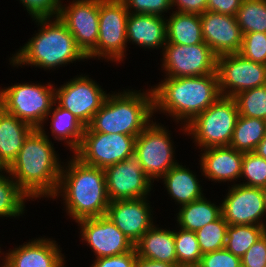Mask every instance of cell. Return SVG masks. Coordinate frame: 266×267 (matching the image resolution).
<instances>
[{
    "label": "cell",
    "instance_id": "3957f363",
    "mask_svg": "<svg viewBox=\"0 0 266 267\" xmlns=\"http://www.w3.org/2000/svg\"><path fill=\"white\" fill-rule=\"evenodd\" d=\"M152 91L154 113H168L175 122L183 120L184 126L221 97L217 73L166 77Z\"/></svg>",
    "mask_w": 266,
    "mask_h": 267
},
{
    "label": "cell",
    "instance_id": "f6af8a7d",
    "mask_svg": "<svg viewBox=\"0 0 266 267\" xmlns=\"http://www.w3.org/2000/svg\"><path fill=\"white\" fill-rule=\"evenodd\" d=\"M133 267H178V265L168 264L154 260H148L137 256V259Z\"/></svg>",
    "mask_w": 266,
    "mask_h": 267
},
{
    "label": "cell",
    "instance_id": "c3c4849f",
    "mask_svg": "<svg viewBox=\"0 0 266 267\" xmlns=\"http://www.w3.org/2000/svg\"><path fill=\"white\" fill-rule=\"evenodd\" d=\"M2 171L4 172V171H6V169L4 168V166L0 163V174H2Z\"/></svg>",
    "mask_w": 266,
    "mask_h": 267
},
{
    "label": "cell",
    "instance_id": "d6a6232c",
    "mask_svg": "<svg viewBox=\"0 0 266 267\" xmlns=\"http://www.w3.org/2000/svg\"><path fill=\"white\" fill-rule=\"evenodd\" d=\"M228 224L221 215L195 232L200 250L203 254L224 249Z\"/></svg>",
    "mask_w": 266,
    "mask_h": 267
},
{
    "label": "cell",
    "instance_id": "d6986e66",
    "mask_svg": "<svg viewBox=\"0 0 266 267\" xmlns=\"http://www.w3.org/2000/svg\"><path fill=\"white\" fill-rule=\"evenodd\" d=\"M200 19L203 40L217 56L239 53L243 34L236 16L206 11Z\"/></svg>",
    "mask_w": 266,
    "mask_h": 267
},
{
    "label": "cell",
    "instance_id": "e575fe53",
    "mask_svg": "<svg viewBox=\"0 0 266 267\" xmlns=\"http://www.w3.org/2000/svg\"><path fill=\"white\" fill-rule=\"evenodd\" d=\"M174 239L178 266L200 263L202 252L195 232L180 228L179 231L174 230Z\"/></svg>",
    "mask_w": 266,
    "mask_h": 267
},
{
    "label": "cell",
    "instance_id": "cb8c5ba5",
    "mask_svg": "<svg viewBox=\"0 0 266 267\" xmlns=\"http://www.w3.org/2000/svg\"><path fill=\"white\" fill-rule=\"evenodd\" d=\"M134 248L138 257L177 265L174 230L153 225L134 244Z\"/></svg>",
    "mask_w": 266,
    "mask_h": 267
},
{
    "label": "cell",
    "instance_id": "d590c367",
    "mask_svg": "<svg viewBox=\"0 0 266 267\" xmlns=\"http://www.w3.org/2000/svg\"><path fill=\"white\" fill-rule=\"evenodd\" d=\"M246 178L242 185L263 188L266 186V159L255 152L243 154L241 177Z\"/></svg>",
    "mask_w": 266,
    "mask_h": 267
},
{
    "label": "cell",
    "instance_id": "4dcf8cb0",
    "mask_svg": "<svg viewBox=\"0 0 266 267\" xmlns=\"http://www.w3.org/2000/svg\"><path fill=\"white\" fill-rule=\"evenodd\" d=\"M9 176L0 174V217H17L24 213L25 202L30 199Z\"/></svg>",
    "mask_w": 266,
    "mask_h": 267
},
{
    "label": "cell",
    "instance_id": "ac0fdd59",
    "mask_svg": "<svg viewBox=\"0 0 266 267\" xmlns=\"http://www.w3.org/2000/svg\"><path fill=\"white\" fill-rule=\"evenodd\" d=\"M147 198L115 200L107 208L106 216L133 244L154 225Z\"/></svg>",
    "mask_w": 266,
    "mask_h": 267
},
{
    "label": "cell",
    "instance_id": "d4e9b609",
    "mask_svg": "<svg viewBox=\"0 0 266 267\" xmlns=\"http://www.w3.org/2000/svg\"><path fill=\"white\" fill-rule=\"evenodd\" d=\"M168 194L181 206L204 196L198 178L186 166L177 163L161 177Z\"/></svg>",
    "mask_w": 266,
    "mask_h": 267
},
{
    "label": "cell",
    "instance_id": "f546056e",
    "mask_svg": "<svg viewBox=\"0 0 266 267\" xmlns=\"http://www.w3.org/2000/svg\"><path fill=\"white\" fill-rule=\"evenodd\" d=\"M266 233V226L228 225L225 249L240 258Z\"/></svg>",
    "mask_w": 266,
    "mask_h": 267
},
{
    "label": "cell",
    "instance_id": "f1b7e54d",
    "mask_svg": "<svg viewBox=\"0 0 266 267\" xmlns=\"http://www.w3.org/2000/svg\"><path fill=\"white\" fill-rule=\"evenodd\" d=\"M265 136V120L239 115L229 146L243 153L254 152Z\"/></svg>",
    "mask_w": 266,
    "mask_h": 267
},
{
    "label": "cell",
    "instance_id": "e0dca14e",
    "mask_svg": "<svg viewBox=\"0 0 266 267\" xmlns=\"http://www.w3.org/2000/svg\"><path fill=\"white\" fill-rule=\"evenodd\" d=\"M81 226L82 241H86L96 258L120 255L134 249V244L106 216L83 219Z\"/></svg>",
    "mask_w": 266,
    "mask_h": 267
},
{
    "label": "cell",
    "instance_id": "7c38bea8",
    "mask_svg": "<svg viewBox=\"0 0 266 267\" xmlns=\"http://www.w3.org/2000/svg\"><path fill=\"white\" fill-rule=\"evenodd\" d=\"M162 54V67L167 77H196L216 73L218 56L205 42L191 46L166 44Z\"/></svg>",
    "mask_w": 266,
    "mask_h": 267
},
{
    "label": "cell",
    "instance_id": "ba28073f",
    "mask_svg": "<svg viewBox=\"0 0 266 267\" xmlns=\"http://www.w3.org/2000/svg\"><path fill=\"white\" fill-rule=\"evenodd\" d=\"M129 12L122 0H99V36L97 46L87 58L123 61L126 55L127 19Z\"/></svg>",
    "mask_w": 266,
    "mask_h": 267
},
{
    "label": "cell",
    "instance_id": "52a82bcc",
    "mask_svg": "<svg viewBox=\"0 0 266 267\" xmlns=\"http://www.w3.org/2000/svg\"><path fill=\"white\" fill-rule=\"evenodd\" d=\"M51 83L16 84L0 90V107L18 119L39 129L55 103V87Z\"/></svg>",
    "mask_w": 266,
    "mask_h": 267
},
{
    "label": "cell",
    "instance_id": "7dc6e473",
    "mask_svg": "<svg viewBox=\"0 0 266 267\" xmlns=\"http://www.w3.org/2000/svg\"><path fill=\"white\" fill-rule=\"evenodd\" d=\"M178 267H201L199 264L179 265Z\"/></svg>",
    "mask_w": 266,
    "mask_h": 267
},
{
    "label": "cell",
    "instance_id": "ee69618b",
    "mask_svg": "<svg viewBox=\"0 0 266 267\" xmlns=\"http://www.w3.org/2000/svg\"><path fill=\"white\" fill-rule=\"evenodd\" d=\"M177 12L203 14L207 11V0H171Z\"/></svg>",
    "mask_w": 266,
    "mask_h": 267
},
{
    "label": "cell",
    "instance_id": "ab89813d",
    "mask_svg": "<svg viewBox=\"0 0 266 267\" xmlns=\"http://www.w3.org/2000/svg\"><path fill=\"white\" fill-rule=\"evenodd\" d=\"M201 267H241V258L224 249L203 254Z\"/></svg>",
    "mask_w": 266,
    "mask_h": 267
},
{
    "label": "cell",
    "instance_id": "bcb514c9",
    "mask_svg": "<svg viewBox=\"0 0 266 267\" xmlns=\"http://www.w3.org/2000/svg\"><path fill=\"white\" fill-rule=\"evenodd\" d=\"M254 152L266 159V136L260 141V143L256 146Z\"/></svg>",
    "mask_w": 266,
    "mask_h": 267
},
{
    "label": "cell",
    "instance_id": "f907efd6",
    "mask_svg": "<svg viewBox=\"0 0 266 267\" xmlns=\"http://www.w3.org/2000/svg\"><path fill=\"white\" fill-rule=\"evenodd\" d=\"M3 264L1 265V267H11L5 260H4Z\"/></svg>",
    "mask_w": 266,
    "mask_h": 267
},
{
    "label": "cell",
    "instance_id": "9c48e42d",
    "mask_svg": "<svg viewBox=\"0 0 266 267\" xmlns=\"http://www.w3.org/2000/svg\"><path fill=\"white\" fill-rule=\"evenodd\" d=\"M166 129L152 120L135 138L134 154L141 161L145 174L153 182L178 163L174 160L175 150L169 137L171 134Z\"/></svg>",
    "mask_w": 266,
    "mask_h": 267
},
{
    "label": "cell",
    "instance_id": "603a6c76",
    "mask_svg": "<svg viewBox=\"0 0 266 267\" xmlns=\"http://www.w3.org/2000/svg\"><path fill=\"white\" fill-rule=\"evenodd\" d=\"M33 130L31 125L0 107V163L6 170L16 160L24 140Z\"/></svg>",
    "mask_w": 266,
    "mask_h": 267
},
{
    "label": "cell",
    "instance_id": "484cf974",
    "mask_svg": "<svg viewBox=\"0 0 266 267\" xmlns=\"http://www.w3.org/2000/svg\"><path fill=\"white\" fill-rule=\"evenodd\" d=\"M174 12L166 19V44L191 46L204 43L200 15Z\"/></svg>",
    "mask_w": 266,
    "mask_h": 267
},
{
    "label": "cell",
    "instance_id": "9a60e30c",
    "mask_svg": "<svg viewBox=\"0 0 266 267\" xmlns=\"http://www.w3.org/2000/svg\"><path fill=\"white\" fill-rule=\"evenodd\" d=\"M60 6L58 17L73 35L77 46L87 56L99 36V0H73Z\"/></svg>",
    "mask_w": 266,
    "mask_h": 267
},
{
    "label": "cell",
    "instance_id": "1f68e13d",
    "mask_svg": "<svg viewBox=\"0 0 266 267\" xmlns=\"http://www.w3.org/2000/svg\"><path fill=\"white\" fill-rule=\"evenodd\" d=\"M236 19L242 34L266 33V0H242Z\"/></svg>",
    "mask_w": 266,
    "mask_h": 267
},
{
    "label": "cell",
    "instance_id": "f35d334b",
    "mask_svg": "<svg viewBox=\"0 0 266 267\" xmlns=\"http://www.w3.org/2000/svg\"><path fill=\"white\" fill-rule=\"evenodd\" d=\"M31 18H53L58 16L61 0H20Z\"/></svg>",
    "mask_w": 266,
    "mask_h": 267
},
{
    "label": "cell",
    "instance_id": "2e32d148",
    "mask_svg": "<svg viewBox=\"0 0 266 267\" xmlns=\"http://www.w3.org/2000/svg\"><path fill=\"white\" fill-rule=\"evenodd\" d=\"M222 202V216L228 225L266 226V202L262 188L233 184Z\"/></svg>",
    "mask_w": 266,
    "mask_h": 267
},
{
    "label": "cell",
    "instance_id": "74e56055",
    "mask_svg": "<svg viewBox=\"0 0 266 267\" xmlns=\"http://www.w3.org/2000/svg\"><path fill=\"white\" fill-rule=\"evenodd\" d=\"M129 13L164 16V12L172 9L171 0H122Z\"/></svg>",
    "mask_w": 266,
    "mask_h": 267
},
{
    "label": "cell",
    "instance_id": "b9f144b4",
    "mask_svg": "<svg viewBox=\"0 0 266 267\" xmlns=\"http://www.w3.org/2000/svg\"><path fill=\"white\" fill-rule=\"evenodd\" d=\"M136 259L137 253L134 248L120 255L96 258L91 267H133Z\"/></svg>",
    "mask_w": 266,
    "mask_h": 267
},
{
    "label": "cell",
    "instance_id": "7a4b0ae2",
    "mask_svg": "<svg viewBox=\"0 0 266 267\" xmlns=\"http://www.w3.org/2000/svg\"><path fill=\"white\" fill-rule=\"evenodd\" d=\"M64 167L53 198H64L65 210L75 222L106 215L110 200L104 169L87 165L75 155Z\"/></svg>",
    "mask_w": 266,
    "mask_h": 267
},
{
    "label": "cell",
    "instance_id": "7402d4cb",
    "mask_svg": "<svg viewBox=\"0 0 266 267\" xmlns=\"http://www.w3.org/2000/svg\"><path fill=\"white\" fill-rule=\"evenodd\" d=\"M144 49H163L167 42L166 19L149 14H128L127 42Z\"/></svg>",
    "mask_w": 266,
    "mask_h": 267
},
{
    "label": "cell",
    "instance_id": "836d02e7",
    "mask_svg": "<svg viewBox=\"0 0 266 267\" xmlns=\"http://www.w3.org/2000/svg\"><path fill=\"white\" fill-rule=\"evenodd\" d=\"M234 99L240 116L266 120V85L240 92Z\"/></svg>",
    "mask_w": 266,
    "mask_h": 267
},
{
    "label": "cell",
    "instance_id": "8992f818",
    "mask_svg": "<svg viewBox=\"0 0 266 267\" xmlns=\"http://www.w3.org/2000/svg\"><path fill=\"white\" fill-rule=\"evenodd\" d=\"M239 117L236 100L221 96L215 103L194 117L182 129L193 137L201 151L229 146Z\"/></svg>",
    "mask_w": 266,
    "mask_h": 267
},
{
    "label": "cell",
    "instance_id": "8d00e7d4",
    "mask_svg": "<svg viewBox=\"0 0 266 267\" xmlns=\"http://www.w3.org/2000/svg\"><path fill=\"white\" fill-rule=\"evenodd\" d=\"M239 54L250 61L266 65V33L251 32L243 34Z\"/></svg>",
    "mask_w": 266,
    "mask_h": 267
},
{
    "label": "cell",
    "instance_id": "6da1fadb",
    "mask_svg": "<svg viewBox=\"0 0 266 267\" xmlns=\"http://www.w3.org/2000/svg\"><path fill=\"white\" fill-rule=\"evenodd\" d=\"M48 137L44 125L34 129L24 140L16 160L7 169L30 199L53 198L58 188L62 165Z\"/></svg>",
    "mask_w": 266,
    "mask_h": 267
},
{
    "label": "cell",
    "instance_id": "277c9868",
    "mask_svg": "<svg viewBox=\"0 0 266 267\" xmlns=\"http://www.w3.org/2000/svg\"><path fill=\"white\" fill-rule=\"evenodd\" d=\"M51 19L49 17L33 19L42 27L10 58V64L12 63L14 67L28 64L48 70L76 60L88 59L60 18L56 16Z\"/></svg>",
    "mask_w": 266,
    "mask_h": 267
},
{
    "label": "cell",
    "instance_id": "4fadbf2b",
    "mask_svg": "<svg viewBox=\"0 0 266 267\" xmlns=\"http://www.w3.org/2000/svg\"><path fill=\"white\" fill-rule=\"evenodd\" d=\"M107 96L101 86L87 75H80L59 88L55 87V104L70 111L86 127L102 107Z\"/></svg>",
    "mask_w": 266,
    "mask_h": 267
},
{
    "label": "cell",
    "instance_id": "30bf717a",
    "mask_svg": "<svg viewBox=\"0 0 266 267\" xmlns=\"http://www.w3.org/2000/svg\"><path fill=\"white\" fill-rule=\"evenodd\" d=\"M135 138L120 133L84 132L73 155L87 165L105 169L134 155Z\"/></svg>",
    "mask_w": 266,
    "mask_h": 267
},
{
    "label": "cell",
    "instance_id": "681fc988",
    "mask_svg": "<svg viewBox=\"0 0 266 267\" xmlns=\"http://www.w3.org/2000/svg\"><path fill=\"white\" fill-rule=\"evenodd\" d=\"M262 190H263V194H264V198H265V202H266V186H264V187L262 188Z\"/></svg>",
    "mask_w": 266,
    "mask_h": 267
},
{
    "label": "cell",
    "instance_id": "44dd1931",
    "mask_svg": "<svg viewBox=\"0 0 266 267\" xmlns=\"http://www.w3.org/2000/svg\"><path fill=\"white\" fill-rule=\"evenodd\" d=\"M200 169L202 174L212 181H237L241 177L243 152L230 146L203 149Z\"/></svg>",
    "mask_w": 266,
    "mask_h": 267
},
{
    "label": "cell",
    "instance_id": "8fae6325",
    "mask_svg": "<svg viewBox=\"0 0 266 267\" xmlns=\"http://www.w3.org/2000/svg\"><path fill=\"white\" fill-rule=\"evenodd\" d=\"M216 73L223 97L234 98L240 92L266 85V65L239 53L218 56Z\"/></svg>",
    "mask_w": 266,
    "mask_h": 267
},
{
    "label": "cell",
    "instance_id": "5b68a950",
    "mask_svg": "<svg viewBox=\"0 0 266 267\" xmlns=\"http://www.w3.org/2000/svg\"><path fill=\"white\" fill-rule=\"evenodd\" d=\"M152 88L143 93L141 90L108 93L84 132L120 133L137 137L154 116Z\"/></svg>",
    "mask_w": 266,
    "mask_h": 267
},
{
    "label": "cell",
    "instance_id": "7bdbcfd3",
    "mask_svg": "<svg viewBox=\"0 0 266 267\" xmlns=\"http://www.w3.org/2000/svg\"><path fill=\"white\" fill-rule=\"evenodd\" d=\"M242 0H207V11L236 16Z\"/></svg>",
    "mask_w": 266,
    "mask_h": 267
},
{
    "label": "cell",
    "instance_id": "60d3db41",
    "mask_svg": "<svg viewBox=\"0 0 266 267\" xmlns=\"http://www.w3.org/2000/svg\"><path fill=\"white\" fill-rule=\"evenodd\" d=\"M241 267H266V233L243 255Z\"/></svg>",
    "mask_w": 266,
    "mask_h": 267
},
{
    "label": "cell",
    "instance_id": "4316f807",
    "mask_svg": "<svg viewBox=\"0 0 266 267\" xmlns=\"http://www.w3.org/2000/svg\"><path fill=\"white\" fill-rule=\"evenodd\" d=\"M54 105L55 103L46 117L47 120L48 117L52 116L50 118L52 136L58 141L65 140L67 146H69L74 153L81 144L86 126L67 109L62 108L59 105L54 107Z\"/></svg>",
    "mask_w": 266,
    "mask_h": 267
},
{
    "label": "cell",
    "instance_id": "5bb4252c",
    "mask_svg": "<svg viewBox=\"0 0 266 267\" xmlns=\"http://www.w3.org/2000/svg\"><path fill=\"white\" fill-rule=\"evenodd\" d=\"M107 195L111 201L138 199L150 194L152 180L135 154L104 169Z\"/></svg>",
    "mask_w": 266,
    "mask_h": 267
},
{
    "label": "cell",
    "instance_id": "ffe728a7",
    "mask_svg": "<svg viewBox=\"0 0 266 267\" xmlns=\"http://www.w3.org/2000/svg\"><path fill=\"white\" fill-rule=\"evenodd\" d=\"M4 259L11 267H65L56 241L44 237L10 250Z\"/></svg>",
    "mask_w": 266,
    "mask_h": 267
},
{
    "label": "cell",
    "instance_id": "83f0119b",
    "mask_svg": "<svg viewBox=\"0 0 266 267\" xmlns=\"http://www.w3.org/2000/svg\"><path fill=\"white\" fill-rule=\"evenodd\" d=\"M177 223L181 229L196 232L222 215V204L217 206L204 196L189 204L179 206Z\"/></svg>",
    "mask_w": 266,
    "mask_h": 267
}]
</instances>
